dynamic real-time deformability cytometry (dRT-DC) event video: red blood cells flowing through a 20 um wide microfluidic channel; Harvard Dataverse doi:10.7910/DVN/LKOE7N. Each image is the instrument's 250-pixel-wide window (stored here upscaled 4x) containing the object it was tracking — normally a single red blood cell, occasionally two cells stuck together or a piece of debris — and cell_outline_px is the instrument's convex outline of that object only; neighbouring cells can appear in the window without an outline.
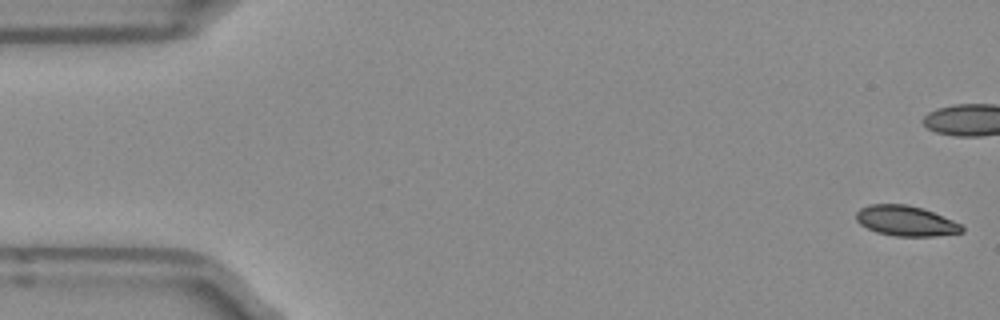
{"species": "Egyptian fruit bat (a non-hibernating species)", "species_latin": "Rousettus aegyptiacus", "temperature_condition": "room temperature", "stored_images_in_passage": 52, "camera_frame_rate_fps": 3000, "um_per_image_px": 0.085, "frame": {"image": 1, "passage_image": 1, "time_ms": 0.0, "image_size_px": [1000, 320], "cell_outline_px": [[964, 232], [936, 236], [896, 236], [876, 232], [860, 224], [856, 220], [856, 212], [860, 208], [868, 204], [908, 204], [924, 208], [952, 220], [960, 224], [964, 228]], "centroid_in_image_um": [76.99, 18.76], "position_along_channel_um": 8.0, "area_um2": 18.73}}
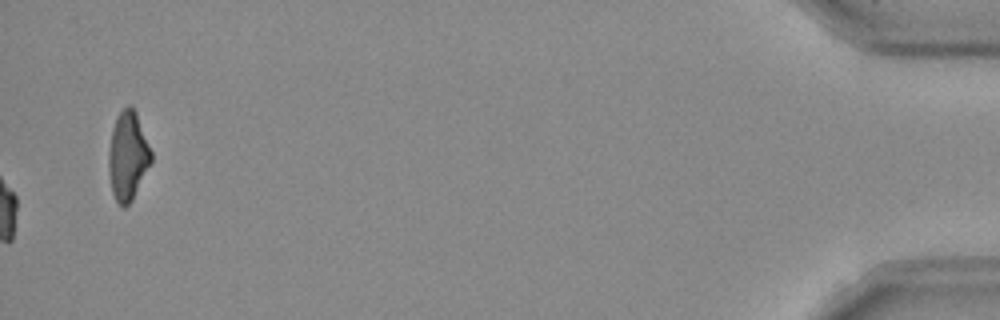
{"frame": {"image": 2, "passage_image": 52, "time_ms": 17.0, "image_size_px": [1000, 320], "cell_outline_px": [[152, 160], [132, 200], [124, 208], [116, 200], [112, 192], [108, 168], [108, 148], [112, 128], [120, 112], [128, 104], [136, 112], [152, 152]], "centroid_in_image_um": [10.85, 13.26], "position_along_channel_um": 424.3, "area_um2": 21.79}, "authors_computed_cell_mechanics": {"area_um2": 19.941, "velocity_mm_per_s": 3.9466, "shape_relaxation_time_tau1_ms": null, "shape_relaxation_time_tau2_ms": 3.1465, "deformation_change_tau1": null, "deformation_change_tau2": 0.0704}}